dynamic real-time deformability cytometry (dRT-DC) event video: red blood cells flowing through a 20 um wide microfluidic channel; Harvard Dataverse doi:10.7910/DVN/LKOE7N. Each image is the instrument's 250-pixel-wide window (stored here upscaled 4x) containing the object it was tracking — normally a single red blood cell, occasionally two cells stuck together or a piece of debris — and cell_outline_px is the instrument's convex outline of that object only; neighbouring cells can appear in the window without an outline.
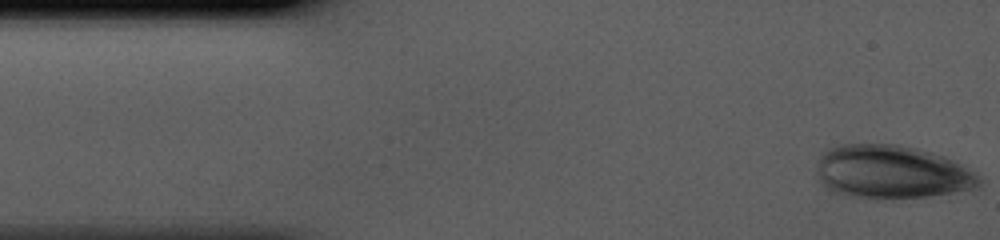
{"species": "human", "species_latin": "Homo sapiens", "temperature_condition": "cold", "stored_images_in_passage": 39, "camera_frame_rate_fps": 3000, "um_per_image_px": 0.085, "donor": {"sex": "male"}, "frame": {"image": 1, "passage_image": 1, "time_ms": 0.0, "image_size_px": [1000, 240], "cell_outline_px": [[980, 188], [928, 196], [892, 200], [868, 200], [844, 196], [832, 192], [824, 188], [816, 180], [816, 168], [820, 156], [824, 148], [840, 144], [896, 144], [916, 148], [932, 152], [944, 156], [964, 164], [976, 172], [980, 176]], "centroid_in_image_um": [75.74, 14.65], "position_along_channel_um": 9.3, "area_um2": 52.37}}
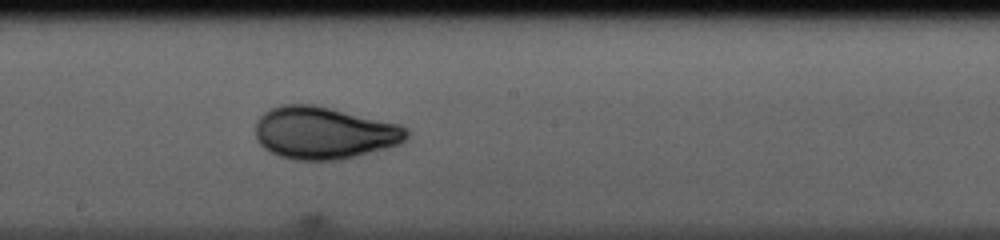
{"frame": {"image": 2, "passage_image": 22, "time_ms": 7.0, "image_size_px": [1000, 240], "cell_outline_px": [[408, 136], [400, 144], [388, 148], [340, 160], [292, 160], [280, 156], [264, 148], [256, 140], [256, 120], [264, 112], [272, 108], [284, 104], [312, 104], [400, 124], [408, 128]], "centroid_in_image_um": [27.55, 11.3], "position_along_channel_um": 220.7, "area_um2": 46.18}}
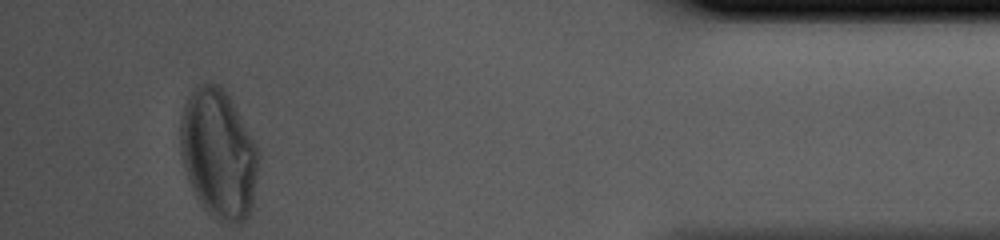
{"frame": {"image": 3, "passage_image": 39, "time_ms": 12.667, "image_size_px": [1000, 240], "cell_outline_px": [[260, 160], [252, 208], [248, 216], [240, 224], [220, 224], [200, 204], [188, 180], [180, 152], [180, 116], [184, 104], [192, 88], [196, 84], [208, 80], [220, 84], [228, 96], [256, 144]], "centroid_in_image_um": [18.56, 13.08], "position_along_channel_um": 416.6, "area_um2": 59.71}}